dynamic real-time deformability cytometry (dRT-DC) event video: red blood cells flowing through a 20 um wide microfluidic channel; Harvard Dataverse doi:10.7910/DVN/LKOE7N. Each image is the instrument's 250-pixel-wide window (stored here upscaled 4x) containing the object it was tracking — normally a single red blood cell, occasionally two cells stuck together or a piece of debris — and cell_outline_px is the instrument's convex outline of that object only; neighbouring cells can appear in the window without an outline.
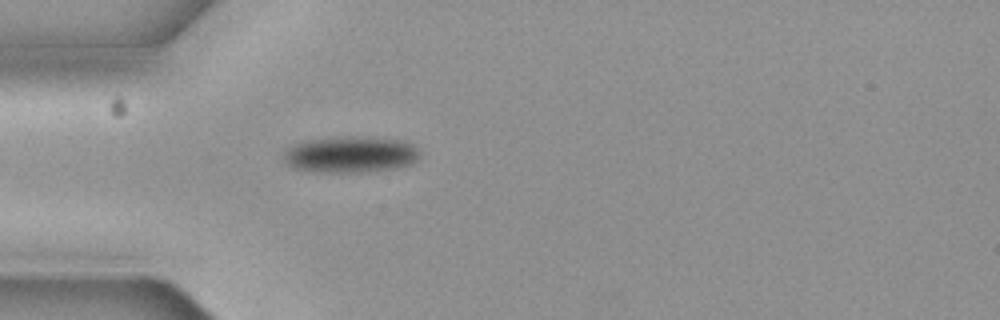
{"species": "common noctule bat (a hibernating species)", "species_latin": "Nyctalus noctula", "temperature_condition": "cold", "stored_images_in_passage": 5, "camera_frame_rate_fps": 3000, "um_per_image_px": 0.085, "animal": {"sex": "female", "body_mass_g": 19.3, "forearm_length_mm": 54.1}, "frame": {"image": 1, "passage_image": 5, "time_ms": 1.333, "image_size_px": [1000, 320], "cell_outline_px": [[420, 156], [412, 164], [396, 168], [368, 172], [312, 172], [292, 168], [284, 160], [284, 152], [296, 144], [312, 140], [360, 136], [396, 140], [412, 144], [420, 152]], "centroid_in_image_um": [29.82, 13.16], "position_along_channel_um": 55.2, "area_um2": 28.5}}